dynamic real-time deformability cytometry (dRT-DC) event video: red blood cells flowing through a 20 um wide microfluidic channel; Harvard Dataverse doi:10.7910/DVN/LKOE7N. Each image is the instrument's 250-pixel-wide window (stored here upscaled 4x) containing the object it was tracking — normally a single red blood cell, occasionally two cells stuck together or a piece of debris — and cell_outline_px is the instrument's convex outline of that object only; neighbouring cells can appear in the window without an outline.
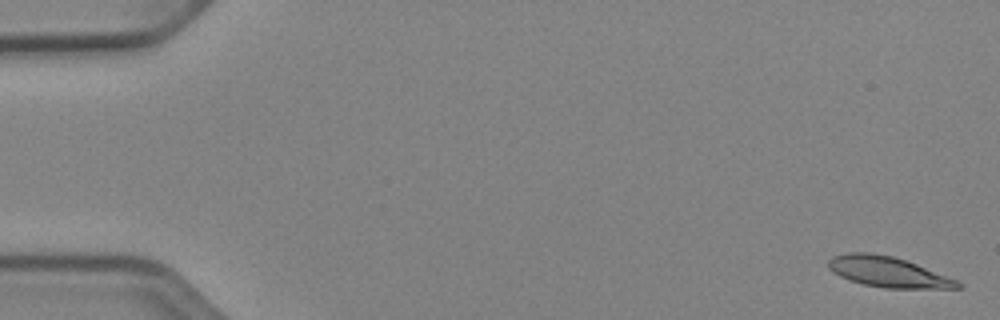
{"species": "Egyptian fruit bat (a non-hibernating species)", "species_latin": "Rousettus aegyptiacus", "temperature_condition": "cold", "stored_images_in_passage": 53, "camera_frame_rate_fps": 3000, "um_per_image_px": 0.085, "animal": {"sex": "female"}, "frame": {"image": 1, "passage_image": 2, "time_ms": 0.333, "image_size_px": [1000, 320], "cell_outline_px": [[964, 284], [960, 288], [884, 288], [864, 284], [848, 280], [832, 272], [828, 268], [828, 260], [832, 256], [848, 252], [868, 252], [892, 256], [916, 264], [956, 280]], "centroid_in_image_um": [75.42, 23.11], "position_along_channel_um": 9.6, "area_um2": 22.77}}
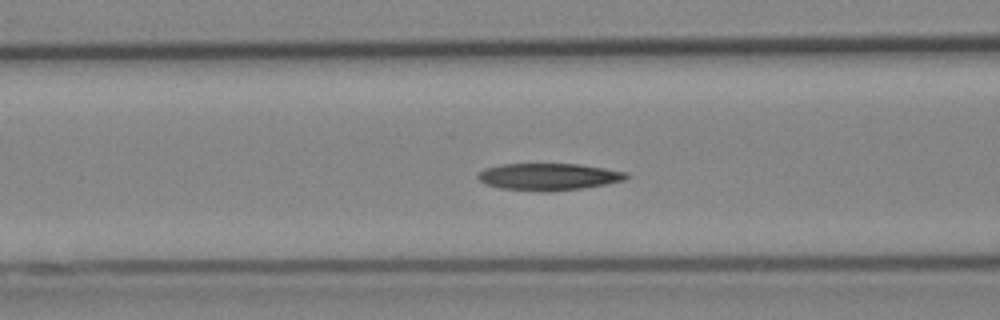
{"frame": {"image": 2, "passage_image": 22, "time_ms": 7.0, "image_size_px": [1000, 320], "cell_outline_px": [[628, 176], [624, 180], [604, 184], [580, 188], [544, 192], [540, 192], [500, 188], [484, 184], [476, 176], [484, 168], [500, 164], [580, 164], [628, 172]], "centroid_in_image_um": [46.58, 15.02], "position_along_channel_um": 120.0, "area_um2": 23.29}}
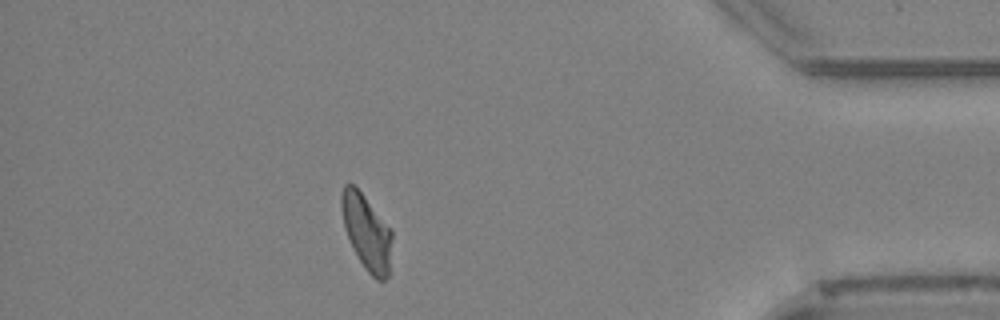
{"frame": {"image": 3, "passage_image": 47, "time_ms": 15.333, "image_size_px": [1000, 320], "cell_outline_px": [[392, 236], [388, 276], [384, 280], [376, 280], [364, 268], [352, 248], [344, 228], [340, 208], [340, 196], [344, 184], [352, 184], [360, 192], [392, 228]], "centroid_in_image_um": [31.15, 19.73], "position_along_channel_um": 404.1, "area_um2": 22.25}, "authors_computed_cell_mechanics": {"area_um2": 22.8888, "velocity_mm_per_s": 3.9094, "shape_relaxation_time_tau1_ms": null, "shape_relaxation_time_tau2_ms": 7.5924, "deformation_change_tau1": null, "deformation_change_tau2": 0.1547}}